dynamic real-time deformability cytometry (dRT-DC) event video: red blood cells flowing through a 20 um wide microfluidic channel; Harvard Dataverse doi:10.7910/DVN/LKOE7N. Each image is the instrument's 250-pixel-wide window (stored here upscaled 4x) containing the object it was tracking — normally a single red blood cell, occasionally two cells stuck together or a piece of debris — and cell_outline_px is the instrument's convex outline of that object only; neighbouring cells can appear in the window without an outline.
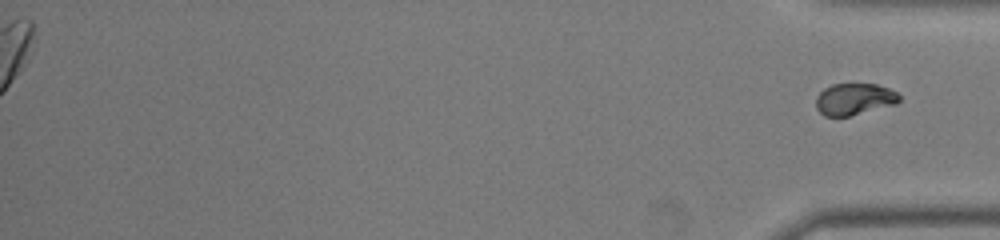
{"species": "common noctule bat (a hibernating species)", "species_latin": "Nyctalus noctula", "temperature_condition": "warm", "stored_images_in_passage": 38, "segment_of_instrument_passage": [2, 2], "camera_frame_rate_fps": 3000, "um_per_image_px": 0.085, "animal": {"sex": "male", "body_mass_g": 19.0, "forearm_length_mm": 50.8}, "frame": {"image": 1, "passage_image": 38, "time_ms": 12.333, "image_size_px": [1000, 240], "cell_outline_px": [[900, 100], [896, 104], [848, 116], [824, 116], [816, 108], [816, 96], [824, 88], [832, 84], [876, 84], [888, 88], [896, 92], [900, 96]], "centroid_in_image_um": [72.6, 8.42], "position_along_channel_um": 362.6, "area_um2": 15.32}}